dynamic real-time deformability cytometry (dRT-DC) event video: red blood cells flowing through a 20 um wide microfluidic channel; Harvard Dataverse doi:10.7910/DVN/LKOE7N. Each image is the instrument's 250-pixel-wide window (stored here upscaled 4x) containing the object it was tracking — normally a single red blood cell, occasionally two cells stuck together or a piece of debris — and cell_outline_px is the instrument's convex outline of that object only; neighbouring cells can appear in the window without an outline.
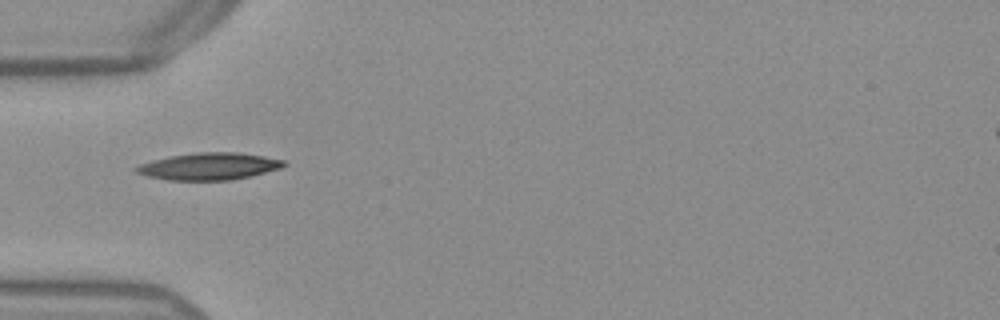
{"species": "Egyptian fruit bat (a non-hibernating species)", "species_latin": "Rousettus aegyptiacus", "temperature_condition": "warm", "stored_images_in_passage": 35, "camera_frame_rate_fps": 3000, "um_per_image_px": 0.085, "frame": {"image": 1, "passage_image": 1, "time_ms": 0.0, "image_size_px": [1000, 320], "cell_outline_px": [[288, 164], [280, 168], [252, 176], [232, 180], [168, 180], [148, 176], [136, 172], [132, 168], [140, 164], [152, 160], [168, 156], [196, 152], [240, 152], [264, 156], [284, 160]], "centroid_in_image_um": [17.77, 14.13], "position_along_channel_um": 67.2, "area_um2": 23.47}}
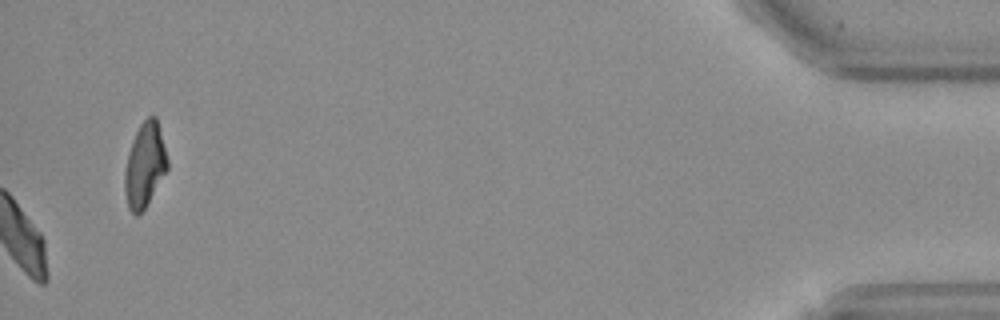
{"frame": {"image": 2, "passage_image": 35, "time_ms": 11.333, "image_size_px": [1000, 320], "cell_outline_px": [[168, 168], [144, 208], [136, 216], [128, 208], [124, 188], [124, 172], [128, 152], [132, 140], [140, 124], [148, 116], [156, 116], [168, 160]], "centroid_in_image_um": [12.29, 14.01], "position_along_channel_um": 422.9, "area_um2": 20.69}, "authors_computed_cell_mechanics": {"area_um2": 23.1778, "velocity_mm_per_s": 3.8076, "shape_relaxation_time_tau1_ms": 3.6846, "shape_relaxation_time_tau2_ms": 1.8717, "deformation_change_tau1": 0.1185, "deformation_change_tau2": 0.0794}}